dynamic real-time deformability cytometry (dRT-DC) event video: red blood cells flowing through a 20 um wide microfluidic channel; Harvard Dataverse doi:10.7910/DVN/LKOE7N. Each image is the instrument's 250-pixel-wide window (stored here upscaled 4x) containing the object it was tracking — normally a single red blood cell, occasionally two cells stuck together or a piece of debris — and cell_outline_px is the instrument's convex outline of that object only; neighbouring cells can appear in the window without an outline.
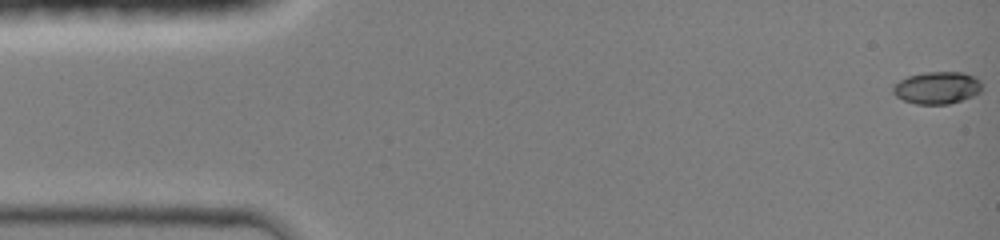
{"species": "common noctule bat (a hibernating species)", "species_latin": "Nyctalus noctula", "temperature_condition": "room temperature", "stored_images_in_passage": 14, "camera_frame_rate_fps": 3000, "um_per_image_px": 0.085, "animal": {"sex": "female", "body_mass_g": 19.0, "forearm_length_mm": 51.5}, "frame": {"image": 1, "passage_image": 1, "time_ms": 0.0, "image_size_px": [1000, 240], "cell_outline_px": [[980, 92], [972, 96], [948, 104], [916, 104], [904, 100], [896, 96], [892, 92], [892, 84], [908, 76], [924, 72], [964, 72], [976, 76], [980, 80]], "centroid_in_image_um": [79.63, 7.45], "position_along_channel_um": 5.4, "area_um2": 16.76}}
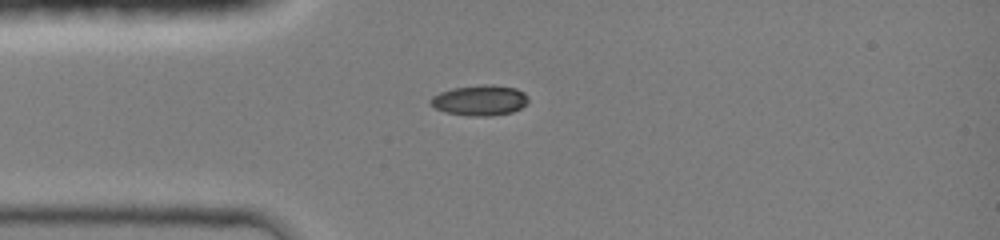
{"frame": {"image": 2, "passage_image": 10, "time_ms": 3.667, "image_size_px": [1000, 240], "cell_outline_px": [[528, 100], [520, 108], [512, 112], [488, 116], [468, 116], [444, 112], [436, 108], [428, 100], [432, 96], [440, 92], [452, 88], [484, 84], [492, 84], [516, 88], [524, 92], [528, 96]], "centroid_in_image_um": [40.77, 8.52], "position_along_channel_um": 44.2, "area_um2": 17.4}}
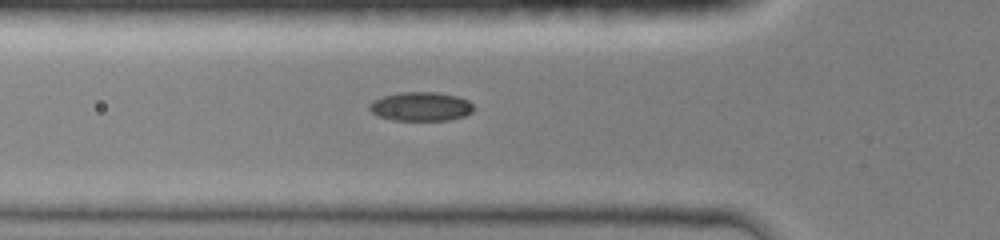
{"frame": {"image": 3, "passage_image": 14, "time_ms": 5.0, "image_size_px": [1000, 240], "cell_outline_px": [[472, 112], [464, 116], [448, 120], [392, 120], [376, 116], [368, 108], [368, 104], [372, 100], [384, 96], [400, 92], [436, 92], [456, 96], [468, 100], [472, 104]], "centroid_in_image_um": [35.72, 9.05], "position_along_channel_um": 90.1, "area_um2": 17.63}}